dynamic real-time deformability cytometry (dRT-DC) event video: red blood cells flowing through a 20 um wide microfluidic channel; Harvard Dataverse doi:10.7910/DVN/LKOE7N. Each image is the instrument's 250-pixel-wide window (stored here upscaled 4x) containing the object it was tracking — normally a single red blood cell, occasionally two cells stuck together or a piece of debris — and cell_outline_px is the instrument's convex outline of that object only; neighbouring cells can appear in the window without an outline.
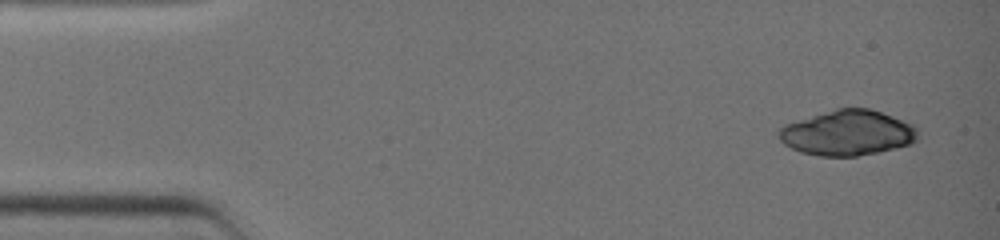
{"species": "common noctule bat (a hibernating species)", "species_latin": "Nyctalus noctula", "temperature_condition": "warm", "stored_images_in_passage": 24, "camera_frame_rate_fps": 3000, "um_per_image_px": 0.085, "animal": {"sex": "female", "body_mass_g": 19.0, "forearm_length_mm": 51.5}, "frame": {"image": 1, "passage_image": 4, "time_ms": 0.667, "image_size_px": [1000, 240], "cell_outline_px": [[916, 140], [912, 144], [896, 148], [856, 156], [820, 156], [800, 152], [784, 144], [780, 140], [780, 128], [784, 124], [836, 108], [868, 108], [892, 116], [912, 124], [916, 128]], "centroid_in_image_um": [72.03, 11.3], "position_along_channel_um": 13.0, "area_um2": 36.36}}